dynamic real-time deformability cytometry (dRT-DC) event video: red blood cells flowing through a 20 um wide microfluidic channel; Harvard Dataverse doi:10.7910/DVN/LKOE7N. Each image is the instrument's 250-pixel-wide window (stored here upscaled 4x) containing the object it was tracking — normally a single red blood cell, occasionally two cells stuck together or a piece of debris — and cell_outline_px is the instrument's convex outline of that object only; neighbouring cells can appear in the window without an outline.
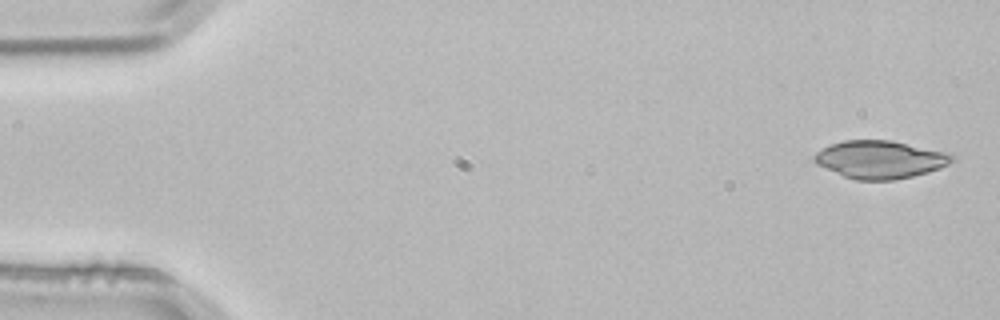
{"species": "common noctule bat (a hibernating species)", "species_latin": "Nyctalus noctula", "temperature_condition": "room temperature", "stored_images_in_passage": 3, "camera_frame_rate_fps": 3000, "um_per_image_px": 0.085, "animal": {"sex": "male", "body_mass_g": 21.5, "forearm_length_mm": 52.0}, "frame": {"image": 1, "passage_image": 1, "time_ms": 0.0, "image_size_px": [1000, 320], "cell_outline_px": [[956, 160], [940, 168], [928, 172], [912, 176], [892, 180], [856, 180], [844, 176], [816, 164], [812, 160], [812, 156], [820, 148], [844, 140], [892, 140], [944, 152], [952, 156]], "centroid_in_image_um": [74.76, 13.55], "position_along_channel_um": 10.2, "area_um2": 30.23}}